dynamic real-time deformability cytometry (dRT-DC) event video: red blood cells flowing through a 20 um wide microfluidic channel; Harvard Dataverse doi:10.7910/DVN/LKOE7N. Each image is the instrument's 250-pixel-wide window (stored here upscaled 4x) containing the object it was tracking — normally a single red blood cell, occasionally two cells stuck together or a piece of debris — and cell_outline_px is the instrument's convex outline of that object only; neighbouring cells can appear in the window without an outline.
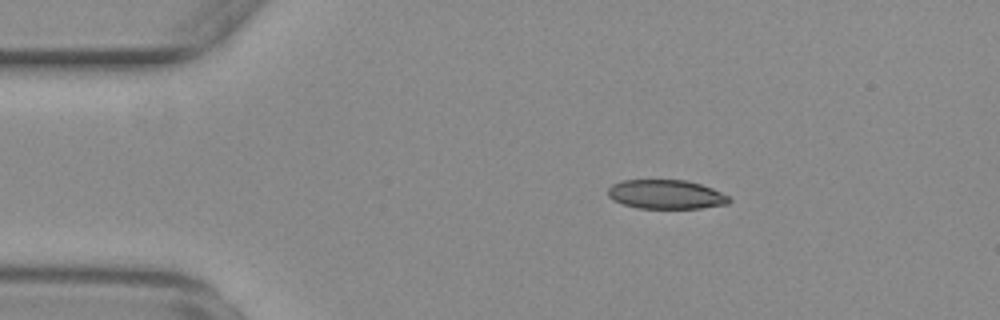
{"species": "common noctule bat (a hibernating species)", "species_latin": "Nyctalus noctula", "temperature_condition": "warm", "stored_images_in_passage": 54, "camera_frame_rate_fps": 3000, "um_per_image_px": 0.085, "animal": {"sex": "female", "body_mass_g": 29.2, "forearm_length_mm": 56.3}, "frame": {"image": 1, "passage_image": 10, "time_ms": 3.0, "image_size_px": [1000, 320], "cell_outline_px": [[728, 200], [712, 204], [688, 208], [648, 208], [632, 204], [620, 200], [636, 180], [672, 180], [696, 184], [708, 188], [716, 192]], "centroid_in_image_um": [56.96, 16.55], "position_along_channel_um": 28.0, "area_um2": 16.07}}
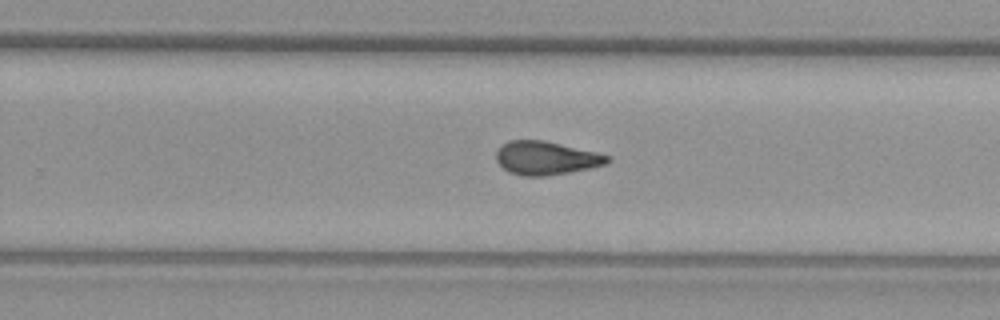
{"frame": {"image": 2, "passage_image": 35, "time_ms": 11.333, "image_size_px": [1000, 320], "cell_outline_px": [[604, 160], [596, 164], [576, 168], [552, 172], [520, 172], [508, 168], [500, 160], [500, 152], [508, 144], [552, 144], [604, 156]], "centroid_in_image_um": [46.39, 13.43], "position_along_channel_um": 283.4, "area_um2": 16.13}}
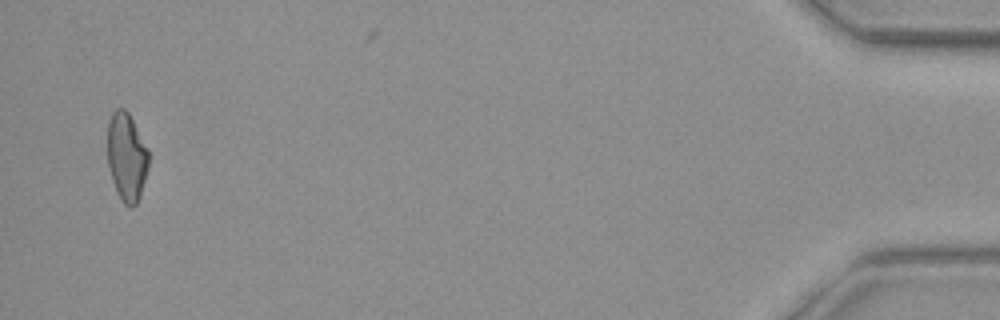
{"frame": {"image": 3, "passage_image": 54, "time_ms": 17.667, "image_size_px": [1000, 320], "cell_outline_px": [[148, 156], [144, 172], [136, 200], [120, 192], [116, 180], [128, 116], [148, 152]], "centroid_in_image_um": [11.19, 13.82], "position_along_channel_um": 424.0, "area_um2": 11.33}}